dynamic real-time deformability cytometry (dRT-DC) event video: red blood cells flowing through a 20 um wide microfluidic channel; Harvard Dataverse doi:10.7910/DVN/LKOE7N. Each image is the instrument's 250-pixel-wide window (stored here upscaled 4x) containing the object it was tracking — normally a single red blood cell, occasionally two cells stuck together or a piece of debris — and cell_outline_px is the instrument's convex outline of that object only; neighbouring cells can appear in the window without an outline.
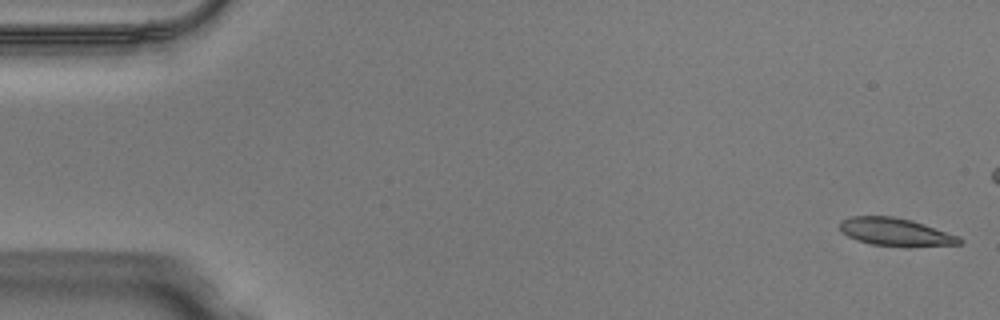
{"species": "Egyptian fruit bat (a non-hibernating species)", "species_latin": "Rousettus aegyptiacus", "temperature_condition": "warm", "stored_images_in_passage": 50, "camera_frame_rate_fps": 3000, "um_per_image_px": 0.085, "animal": {"sex": "male"}, "frame": {"image": 1, "passage_image": 1, "time_ms": 0.0, "image_size_px": [1000, 320], "cell_outline_px": [[964, 240], [960, 244], [908, 248], [872, 244], [856, 240], [840, 232], [840, 220], [852, 216], [892, 216], [912, 220], [960, 236]], "centroid_in_image_um": [76.15, 19.74], "position_along_channel_um": 8.8, "area_um2": 19.88}}
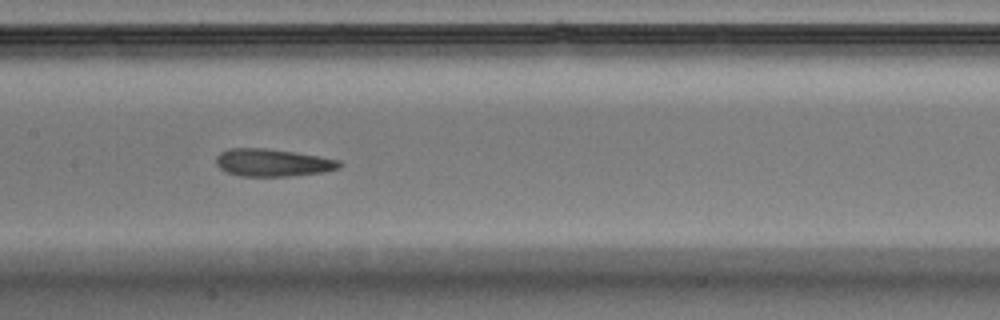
{"frame": {"image": 2, "passage_image": 24, "time_ms": 7.667, "image_size_px": [1000, 320], "cell_outline_px": [[344, 164], [340, 168], [324, 172], [288, 176], [240, 176], [228, 172], [220, 168], [216, 164], [216, 156], [220, 152], [228, 148], [268, 148], [296, 152], [320, 156], [340, 160]], "centroid_in_image_um": [23.21, 13.81], "position_along_channel_um": 184.2, "area_um2": 20.0}}
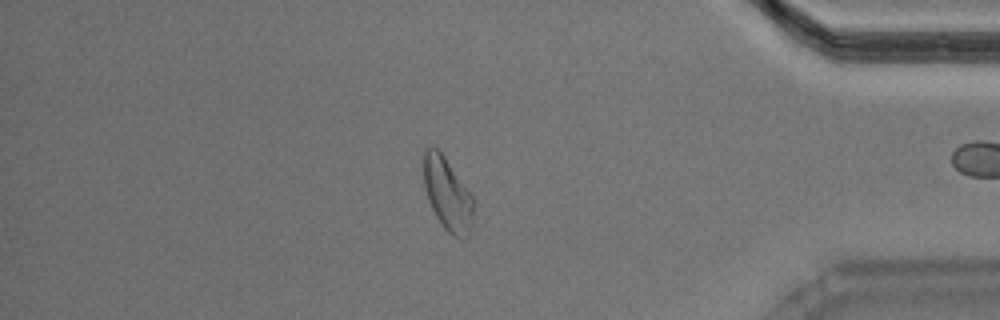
{"frame": {"image": 3, "passage_image": 42, "time_ms": 13.667, "image_size_px": [1000, 320], "cell_outline_px": [[476, 200], [472, 228], [468, 236], [464, 240], [460, 240], [452, 236], [444, 228], [436, 216], [428, 200], [424, 188], [424, 152], [428, 144], [432, 144], [444, 156], [472, 192]], "centroid_in_image_um": [38.1, 16.53], "position_along_channel_um": 397.1, "area_um2": 22.02}, "authors_computed_cell_mechanics": {"area_um2": 20.1722, "velocity_mm_per_s": 4.0782, "shape_relaxation_time_tau1_ms": 5.3748, "shape_relaxation_time_tau2_ms": 2.2673, "deformation_change_tau1": 0.157, "deformation_change_tau2": 0.1218}}